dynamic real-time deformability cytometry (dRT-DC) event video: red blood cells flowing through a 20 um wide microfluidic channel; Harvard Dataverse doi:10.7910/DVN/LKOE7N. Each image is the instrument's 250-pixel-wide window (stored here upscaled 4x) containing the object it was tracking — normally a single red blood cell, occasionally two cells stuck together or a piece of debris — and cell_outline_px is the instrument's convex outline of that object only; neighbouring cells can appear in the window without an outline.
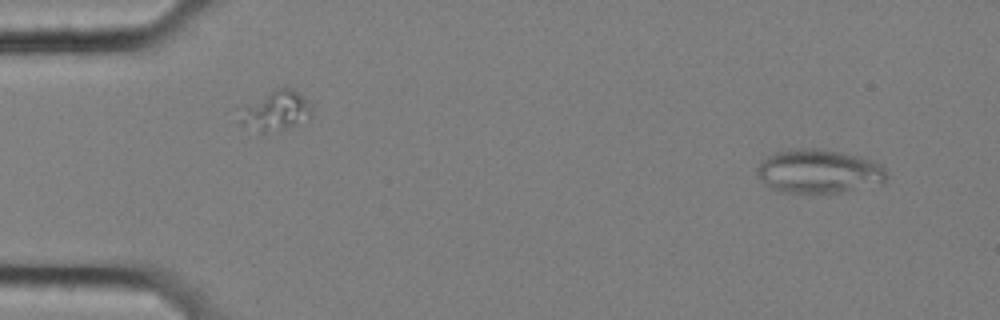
{"species": "common noctule bat (a hibernating species)", "species_latin": "Nyctalus noctula", "temperature_condition": "cold", "stored_images_in_passage": 57, "segment_of_instrument_passage": [1, 2], "camera_frame_rate_fps": 3000, "um_per_image_px": 0.085, "animal": {"sex": "female", "body_mass_g": 25.1}, "frame": {"image": 1, "passage_image": 4, "time_ms": 1.0, "image_size_px": [1000, 320], "cell_outline_px": [[888, 176], [884, 184], [840, 192], [816, 196], [812, 196], [776, 192], [768, 188], [756, 176], [756, 168], [760, 160], [776, 152], [788, 148], [820, 148], [844, 152], [872, 160], [884, 164], [888, 172]], "centroid_in_image_um": [69.58, 14.6], "position_along_channel_um": 15.4, "area_um2": 35.03}}